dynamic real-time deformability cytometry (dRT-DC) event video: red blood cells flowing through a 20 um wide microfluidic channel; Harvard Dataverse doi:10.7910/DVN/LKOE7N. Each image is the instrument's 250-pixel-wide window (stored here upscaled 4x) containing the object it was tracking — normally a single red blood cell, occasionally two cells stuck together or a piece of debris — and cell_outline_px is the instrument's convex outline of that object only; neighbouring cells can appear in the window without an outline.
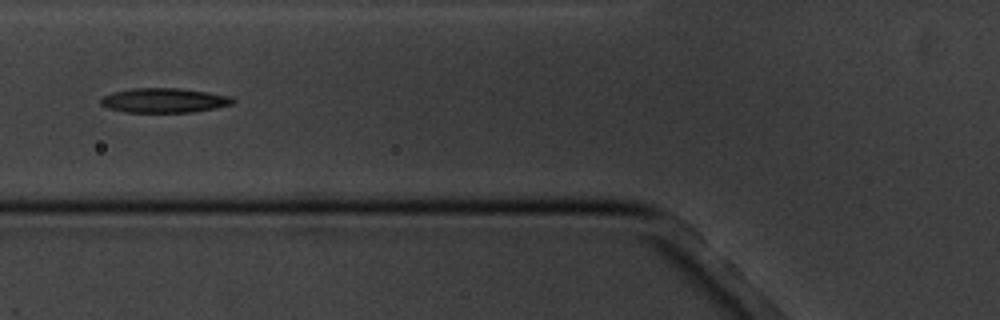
{"species": "common noctule bat (a hibernating species)", "species_latin": "Nyctalus noctula", "temperature_condition": "cold", "stored_images_in_passage": 12, "camera_frame_rate_fps": 3000, "um_per_image_px": 0.085, "animal": {"sex": "male", "body_mass_g": 20.1, "forearm_length_mm": 53.5}, "frame": {"image": 1, "passage_image": 6, "time_ms": 5.667, "image_size_px": [1000, 320], "cell_outline_px": [[236, 100], [232, 104], [216, 108], [192, 112], [124, 112], [108, 108], [100, 104], [100, 100], [104, 96], [112, 92], [132, 88], [180, 88], [208, 92], [232, 96]], "centroid_in_image_um": [13.97, 8.53], "position_along_channel_um": 111.8, "area_um2": 19.02}}
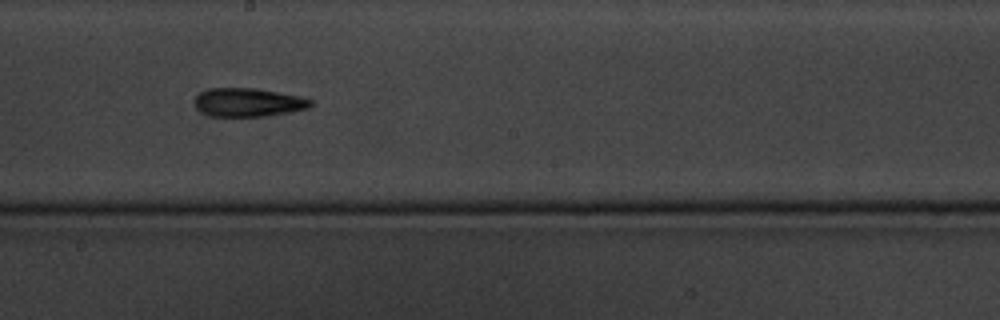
{"frame": {"image": 2, "passage_image": 9, "time_ms": 9.0, "image_size_px": [1000, 320], "cell_outline_px": [[312, 104], [308, 108], [292, 112], [264, 116], [212, 116], [196, 108], [196, 96], [200, 92], [208, 88], [252, 88], [300, 96], [312, 100]], "centroid_in_image_um": [21.11, 8.7], "position_along_channel_um": 227.1, "area_um2": 19.07}}
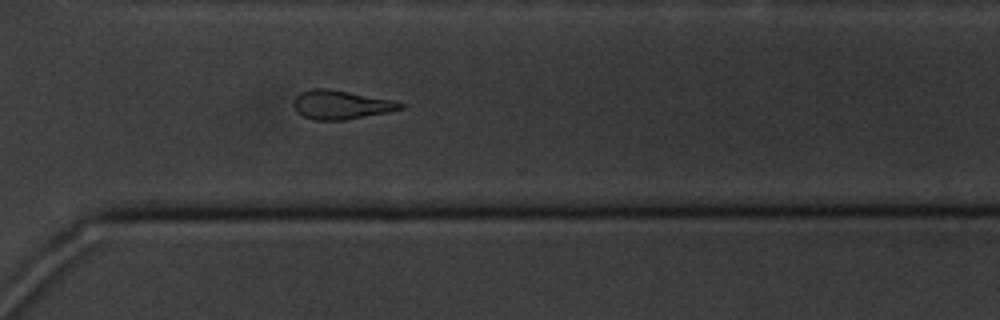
{"frame": {"image": 3, "passage_image": 12, "time_ms": 12.333, "image_size_px": [1000, 320], "cell_outline_px": [[404, 108], [388, 112], [344, 120], [312, 120], [296, 112], [292, 104], [292, 100], [300, 92], [312, 88], [328, 88], [392, 100], [404, 104]], "centroid_in_image_um": [28.92, 8.9], "position_along_channel_um": 341.7, "area_um2": 18.03}}